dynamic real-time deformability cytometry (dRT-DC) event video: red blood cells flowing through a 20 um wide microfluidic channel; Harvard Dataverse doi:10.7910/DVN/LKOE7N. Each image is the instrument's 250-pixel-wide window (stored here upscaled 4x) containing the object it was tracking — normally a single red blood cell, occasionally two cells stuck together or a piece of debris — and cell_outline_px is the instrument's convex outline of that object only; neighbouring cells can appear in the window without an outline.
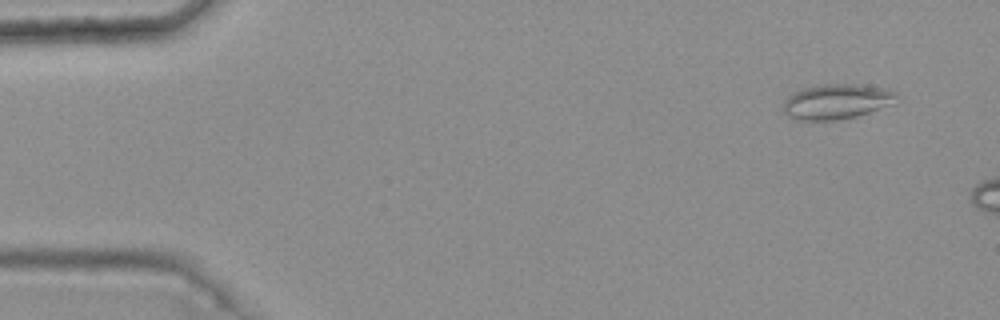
{"species": "common noctule bat (a hibernating species)", "species_latin": "Nyctalus noctula", "temperature_condition": "warm", "stored_images_in_passage": 3, "camera_frame_rate_fps": 3000, "um_per_image_px": 0.085, "animal": {"sex": "female", "body_mass_g": 25.1}, "frame": {"image": 1, "passage_image": 1, "time_ms": 0.0, "image_size_px": [1000, 320], "cell_outline_px": [[900, 96], [896, 104], [856, 116], [836, 120], [800, 120], [788, 116], [780, 108], [784, 100], [792, 92], [804, 88], [824, 84], [856, 84], [884, 88], [896, 92]], "centroid_in_image_um": [71.13, 8.63], "position_along_channel_um": 13.9, "area_um2": 23.52}}